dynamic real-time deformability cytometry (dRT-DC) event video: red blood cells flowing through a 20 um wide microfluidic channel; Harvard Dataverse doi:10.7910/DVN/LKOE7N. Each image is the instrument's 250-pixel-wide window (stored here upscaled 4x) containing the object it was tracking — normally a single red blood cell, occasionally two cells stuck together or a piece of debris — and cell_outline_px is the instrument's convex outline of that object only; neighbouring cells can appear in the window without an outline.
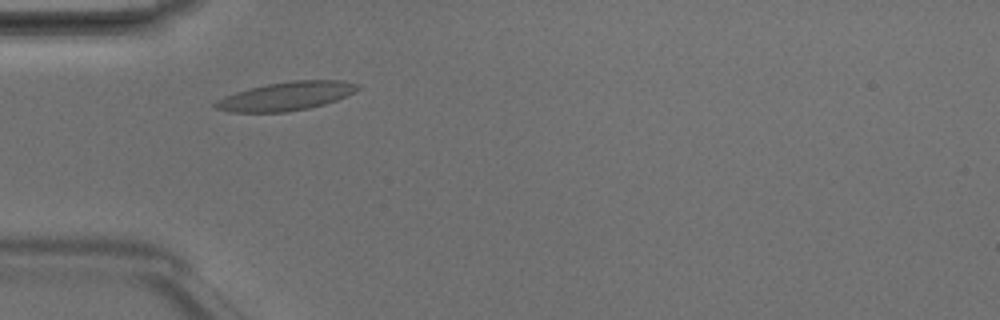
{"species": "Egyptian fruit bat (a non-hibernating species)", "species_latin": "Rousettus aegyptiacus", "temperature_condition": "room temperature", "stored_images_in_passage": 7, "camera_frame_rate_fps": 3000, "um_per_image_px": 0.085, "animal": {"sex": "male"}, "frame": {"image": 1, "passage_image": 5, "time_ms": 1.333, "image_size_px": [1000, 320], "cell_outline_px": [[360, 88], [356, 92], [336, 100], [324, 104], [308, 108], [288, 112], [228, 112], [216, 108], [212, 104], [224, 96], [236, 92], [268, 84], [292, 80], [344, 80], [360, 84]], "centroid_in_image_um": [24.37, 8.17], "position_along_channel_um": 60.6, "area_um2": 23.7}}